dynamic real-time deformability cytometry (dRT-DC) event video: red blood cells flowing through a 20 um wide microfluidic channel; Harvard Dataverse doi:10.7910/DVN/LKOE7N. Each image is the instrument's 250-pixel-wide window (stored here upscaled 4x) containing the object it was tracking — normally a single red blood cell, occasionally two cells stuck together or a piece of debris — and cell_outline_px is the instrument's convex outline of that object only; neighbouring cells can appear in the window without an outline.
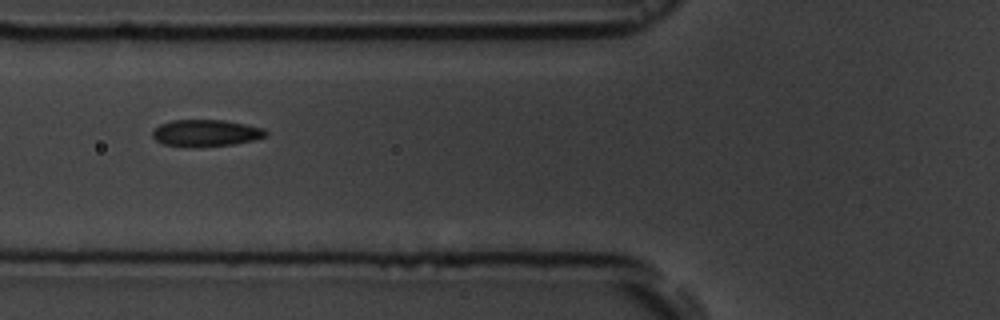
{"species": "common noctule bat (a hibernating species)", "species_latin": "Nyctalus noctula", "temperature_condition": "room temperature", "stored_images_in_passage": 14, "camera_frame_rate_fps": 3000, "um_per_image_px": 0.085, "animal": {"sex": "male", "body_mass_g": 19.5, "forearm_length_mm": 54.6}, "frame": {"image": 1, "passage_image": 5, "time_ms": 4.667, "image_size_px": [1000, 320], "cell_outline_px": [[268, 136], [256, 140], [232, 144], [196, 148], [184, 148], [160, 144], [152, 136], [152, 132], [160, 124], [172, 120], [224, 120], [264, 128], [268, 132]], "centroid_in_image_um": [17.49, 11.33], "position_along_channel_um": 108.3, "area_um2": 18.15}}
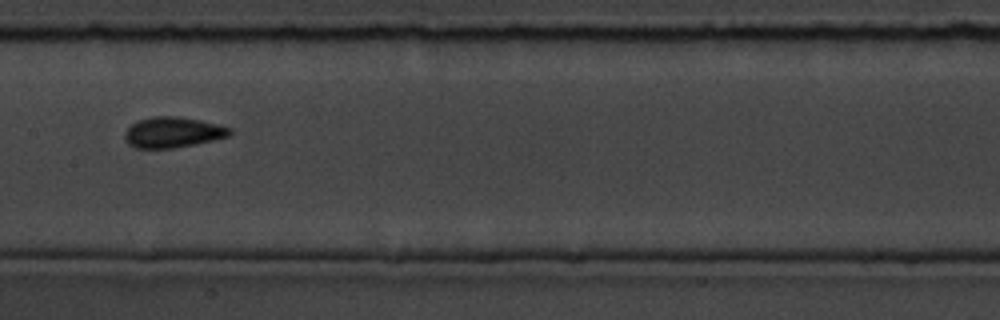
{"frame": {"image": 2, "passage_image": 7, "time_ms": 7.0, "image_size_px": [1000, 320], "cell_outline_px": [[232, 132], [228, 136], [212, 140], [172, 148], [136, 148], [128, 144], [124, 140], [124, 132], [136, 120], [152, 116], [176, 116], [200, 120], [232, 128]], "centroid_in_image_um": [14.64, 11.24], "position_along_channel_um": 192.8, "area_um2": 18.67}}
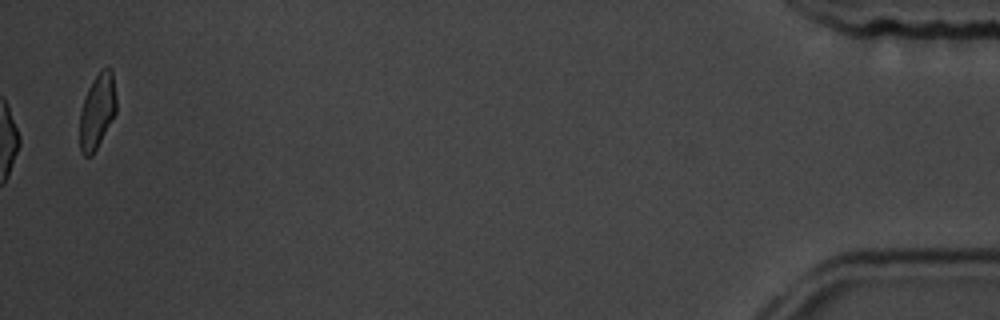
{"frame": {"image": 3, "passage_image": 14, "time_ms": 16.0, "image_size_px": [1000, 320], "cell_outline_px": [[116, 112], [92, 156], [84, 156], [80, 152], [80, 112], [88, 88], [92, 80], [104, 68], [112, 68], [116, 96]], "centroid_in_image_um": [8.26, 9.45], "position_along_channel_um": 426.9, "area_um2": 15.78}, "authors_computed_cell_mechanics": {"area_um2": 17.5423, "velocity_mm_per_s": 3.6193, "shape_relaxation_time_tau1_ms": 4.1056, "shape_relaxation_time_tau2_ms": 0.9619, "deformation_change_tau1": 0.1037, "deformation_change_tau2": 0.0259}}